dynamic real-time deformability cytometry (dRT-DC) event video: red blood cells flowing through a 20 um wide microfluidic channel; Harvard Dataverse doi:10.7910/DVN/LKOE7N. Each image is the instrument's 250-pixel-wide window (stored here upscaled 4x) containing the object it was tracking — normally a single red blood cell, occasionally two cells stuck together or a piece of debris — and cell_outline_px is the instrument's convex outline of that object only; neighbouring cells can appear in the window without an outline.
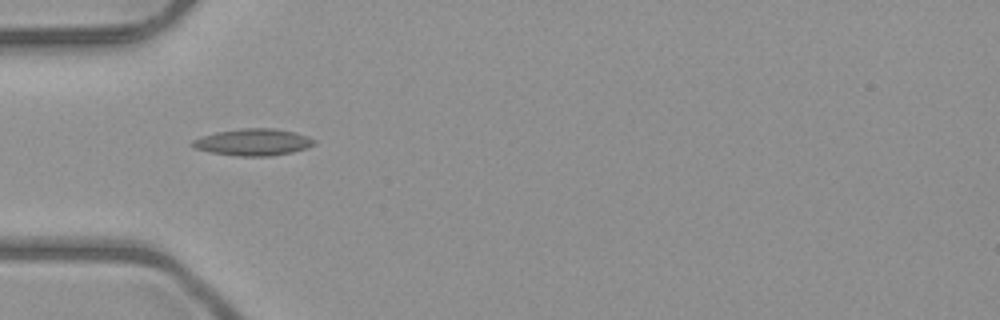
{"species": "common noctule bat (a hibernating species)", "species_latin": "Nyctalus noctula", "temperature_condition": "room temperature", "stored_images_in_passage": 7, "camera_frame_rate_fps": 3000, "um_per_image_px": 0.085, "animal": {"sex": "male", "body_mass_g": 23.1, "forearm_length_mm": 52.7}, "frame": {"image": 1, "passage_image": 5, "time_ms": 5.333, "image_size_px": [1000, 320], "cell_outline_px": [[316, 144], [292, 152], [268, 156], [236, 156], [212, 152], [196, 148], [192, 144], [192, 140], [200, 136], [216, 132], [244, 128], [272, 128], [296, 132], [308, 136], [316, 140]], "centroid_in_image_um": [21.54, 12.07], "position_along_channel_um": 63.5, "area_um2": 18.9}}
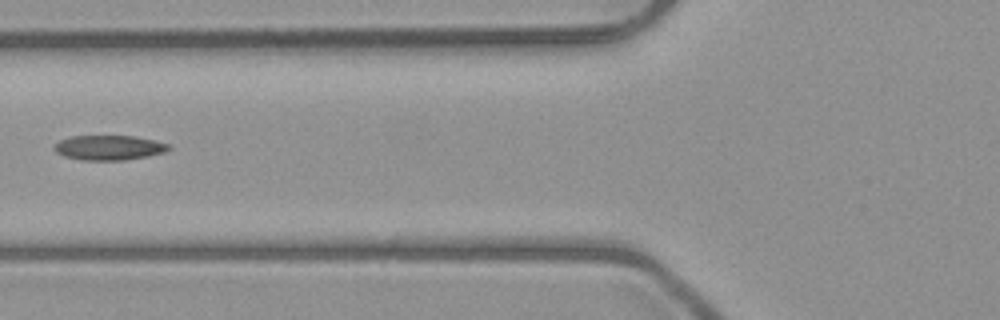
{"frame": {"image": 2, "passage_image": 6, "time_ms": 6.667, "image_size_px": [1000, 320], "cell_outline_px": [[172, 148], [164, 152], [148, 156], [124, 160], [80, 160], [64, 156], [56, 152], [52, 148], [60, 140], [72, 136], [136, 136], [172, 144]], "centroid_in_image_um": [9.3, 12.55], "position_along_channel_um": 116.5, "area_um2": 16.65}}
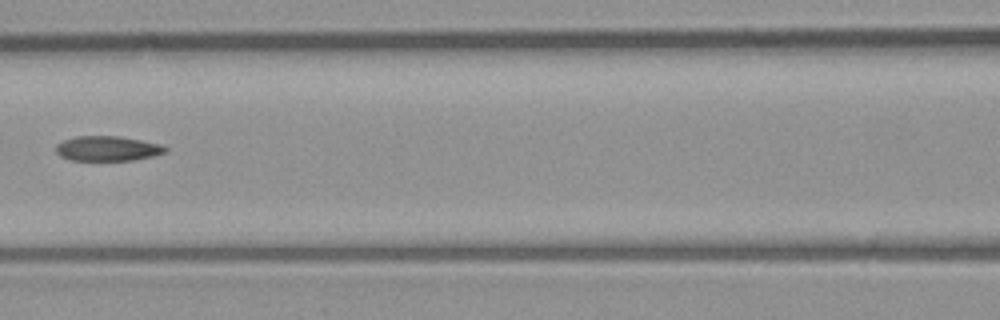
{"frame": {"image": 3, "passage_image": 7, "time_ms": 7.667, "image_size_px": [1000, 320], "cell_outline_px": [[168, 152], [152, 156], [132, 160], [68, 160], [60, 156], [56, 152], [56, 144], [64, 140], [76, 136], [120, 136], [160, 144], [168, 148]], "centroid_in_image_um": [9.13, 12.62], "position_along_channel_um": 157.5, "area_um2": 15.9}}